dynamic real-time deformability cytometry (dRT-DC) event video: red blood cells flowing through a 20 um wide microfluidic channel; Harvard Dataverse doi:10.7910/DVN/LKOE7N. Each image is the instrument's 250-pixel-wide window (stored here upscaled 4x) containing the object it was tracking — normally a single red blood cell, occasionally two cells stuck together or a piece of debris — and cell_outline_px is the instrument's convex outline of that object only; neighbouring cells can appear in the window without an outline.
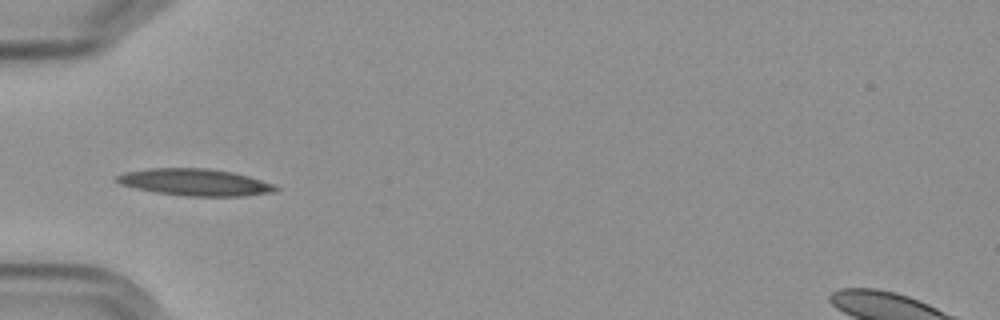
{"species": "Egyptian fruit bat (a non-hibernating species)", "species_latin": "Rousettus aegyptiacus", "temperature_condition": "cold", "stored_images_in_passage": 11, "camera_frame_rate_fps": 3000, "um_per_image_px": 0.085, "frame": {"image": 1, "passage_image": 5, "time_ms": 5.667, "image_size_px": [1000, 320], "cell_outline_px": [[280, 188], [276, 192], [244, 196], [184, 196], [156, 192], [136, 188], [120, 184], [116, 180], [116, 176], [124, 172], [148, 168], [208, 168], [232, 172], [248, 176], [276, 184]], "centroid_in_image_um": [16.62, 15.49], "position_along_channel_um": 68.4, "area_um2": 25.03}}
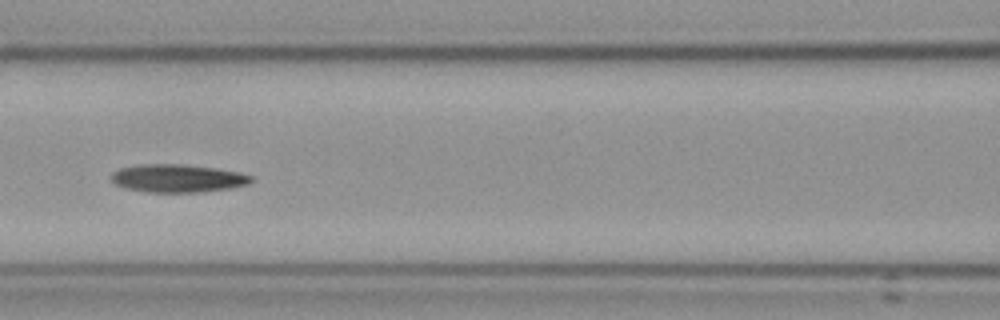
{"frame": {"image": 2, "passage_image": 7, "time_ms": 8.0, "image_size_px": [1000, 320], "cell_outline_px": [[256, 180], [248, 184], [232, 188], [204, 192], [144, 192], [124, 188], [116, 184], [112, 180], [112, 172], [120, 168], [140, 164], [180, 164], [216, 168], [240, 172], [252, 176]], "centroid_in_image_um": [15.14, 15.16], "position_along_channel_um": 151.5, "area_um2": 23.06}}